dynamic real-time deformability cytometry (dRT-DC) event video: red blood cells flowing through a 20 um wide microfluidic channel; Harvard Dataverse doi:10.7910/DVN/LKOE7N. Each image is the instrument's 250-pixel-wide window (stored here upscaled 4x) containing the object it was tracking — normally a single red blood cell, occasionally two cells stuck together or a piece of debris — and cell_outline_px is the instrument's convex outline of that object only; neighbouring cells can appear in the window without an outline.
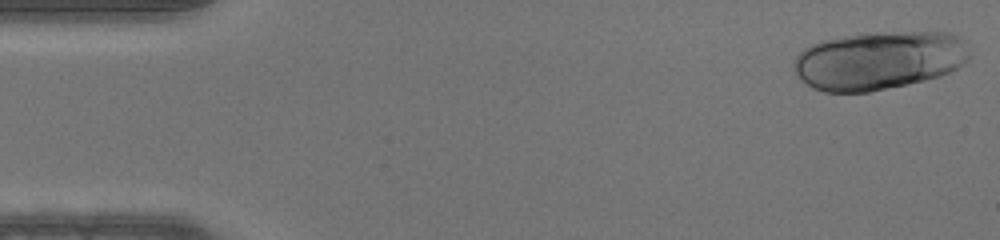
{"species": "human", "species_latin": "Homo sapiens", "temperature_condition": "warm", "stored_images_in_passage": 16, "camera_frame_rate_fps": 3000, "um_per_image_px": 0.085, "donor": {"sex": "male"}, "frame": {"image": 1, "passage_image": 1, "time_ms": 0.0, "image_size_px": [1000, 240], "cell_outline_px": [[968, 60], [956, 68], [940, 76], [908, 84], [868, 92], [824, 92], [812, 88], [800, 80], [792, 68], [792, 64], [796, 56], [804, 48], [820, 40], [860, 32], [948, 32], [960, 36], [968, 56]], "centroid_in_image_um": [74.63, 5.12], "position_along_channel_um": 10.4, "area_um2": 60.23}}
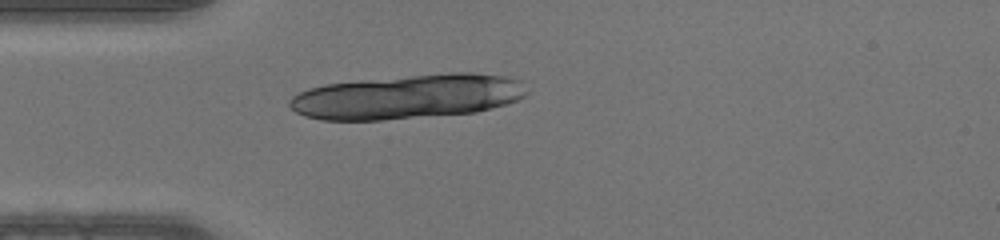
{"frame": {"image": 2, "passage_image": 12, "time_ms": 3.667, "image_size_px": [1000, 240], "cell_outline_px": [[528, 92], [524, 96], [516, 100], [504, 104], [476, 112], [380, 120], [320, 120], [304, 116], [296, 112], [288, 104], [288, 100], [292, 96], [308, 88], [324, 84], [360, 80], [448, 72], [472, 72], [504, 76], [520, 80]], "centroid_in_image_um": [34.61, 8.21], "position_along_channel_um": 50.4, "area_um2": 61.38}}